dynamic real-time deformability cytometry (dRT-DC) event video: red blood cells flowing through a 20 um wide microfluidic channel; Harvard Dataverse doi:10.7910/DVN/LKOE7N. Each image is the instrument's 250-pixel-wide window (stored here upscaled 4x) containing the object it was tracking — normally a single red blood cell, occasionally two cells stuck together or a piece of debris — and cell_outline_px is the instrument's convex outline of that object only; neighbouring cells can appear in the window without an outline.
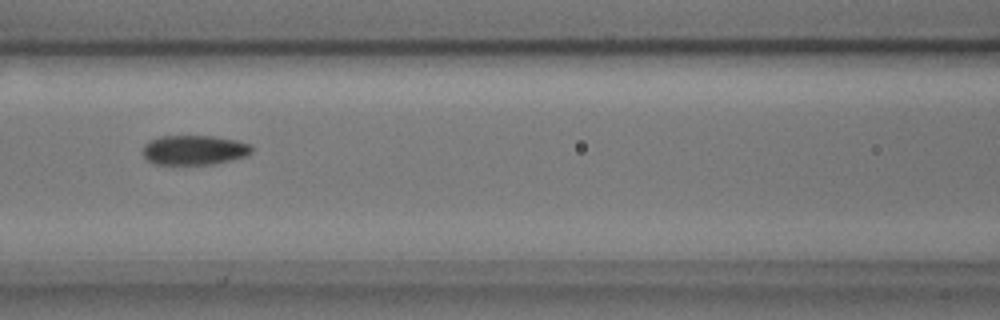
{"species": "common noctule bat (a hibernating species)", "species_latin": "Nyctalus noctula", "temperature_condition": "cold", "stored_images_in_passage": 8, "camera_frame_rate_fps": 3000, "um_per_image_px": 0.085, "animal": {"sex": "male", "body_mass_g": 17.9, "forearm_length_mm": 54.2}, "frame": {"image": 1, "passage_image": 7, "time_ms": 2.0, "image_size_px": [1000, 320], "cell_outline_px": [[256, 148], [248, 156], [212, 164], [152, 164], [144, 156], [144, 144], [148, 140], [160, 136], [212, 136], [236, 140], [252, 144]], "centroid_in_image_um": [16.55, 12.74], "position_along_channel_um": 150.0, "area_um2": 19.02}}
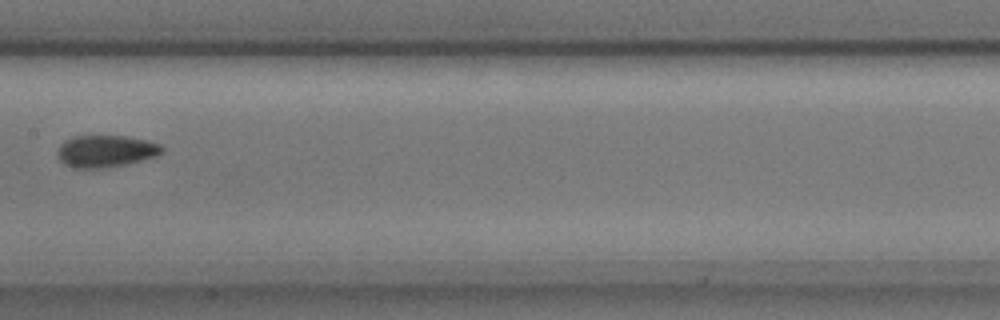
{"frame": {"image": 2, "passage_image": 8, "time_ms": 2.333, "image_size_px": [1000, 320], "cell_outline_px": [[164, 152], [156, 156], [124, 164], [104, 168], [72, 168], [64, 164], [56, 156], [56, 152], [60, 144], [64, 140], [76, 136], [124, 136], [148, 140], [160, 144], [164, 148]], "centroid_in_image_um": [8.96, 12.85], "position_along_channel_um": 198.4, "area_um2": 19.59}}